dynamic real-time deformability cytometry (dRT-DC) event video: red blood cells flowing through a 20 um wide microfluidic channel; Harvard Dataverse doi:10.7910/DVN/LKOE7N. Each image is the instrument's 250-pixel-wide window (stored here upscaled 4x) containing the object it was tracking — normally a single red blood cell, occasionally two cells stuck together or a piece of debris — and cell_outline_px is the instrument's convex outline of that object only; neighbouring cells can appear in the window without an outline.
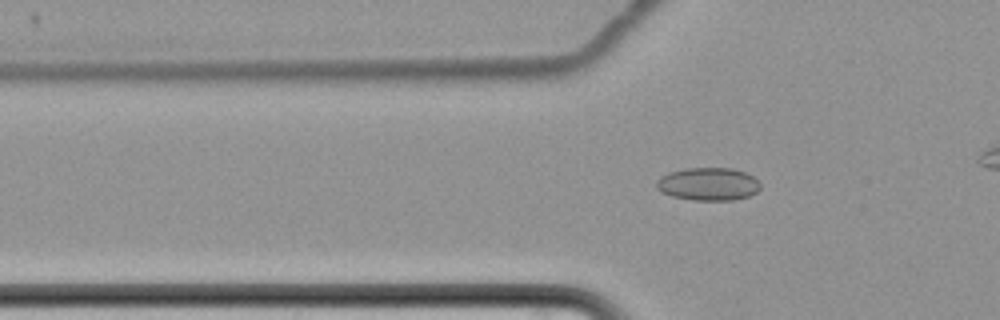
{"species": "common noctule bat (a hibernating species)", "species_latin": "Nyctalus noctula", "temperature_condition": "cold", "stored_images_in_passage": 40, "camera_frame_rate_fps": 3000, "um_per_image_px": 0.085, "animal": {"sex": "female", "body_mass_g": 22.7, "forearm_length_mm": 54.2}, "frame": {"image": 1, "passage_image": 7, "time_ms": 2.0, "image_size_px": [1000, 320], "cell_outline_px": [[760, 188], [756, 192], [748, 196], [732, 200], [692, 200], [672, 196], [660, 192], [656, 188], [656, 180], [660, 176], [668, 172], [688, 168], [732, 168], [744, 172], [752, 176], [760, 184]], "centroid_in_image_um": [60.15, 15.64], "position_along_channel_um": 65.6, "area_um2": 19.94}}
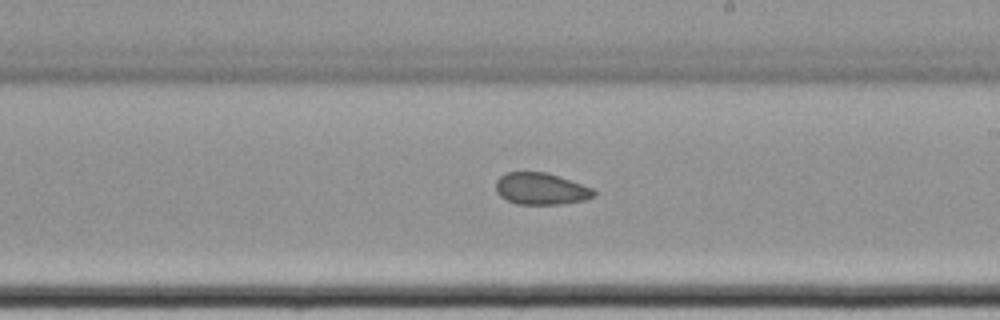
{"frame": {"image": 2, "passage_image": 23, "time_ms": 7.333, "image_size_px": [1000, 320], "cell_outline_px": [[596, 196], [584, 200], [560, 204], [516, 204], [500, 196], [496, 192], [496, 180], [504, 172], [548, 172], [592, 188], [596, 192]], "centroid_in_image_um": [45.97, 16.04], "position_along_channel_um": 243.0, "area_um2": 18.21}}
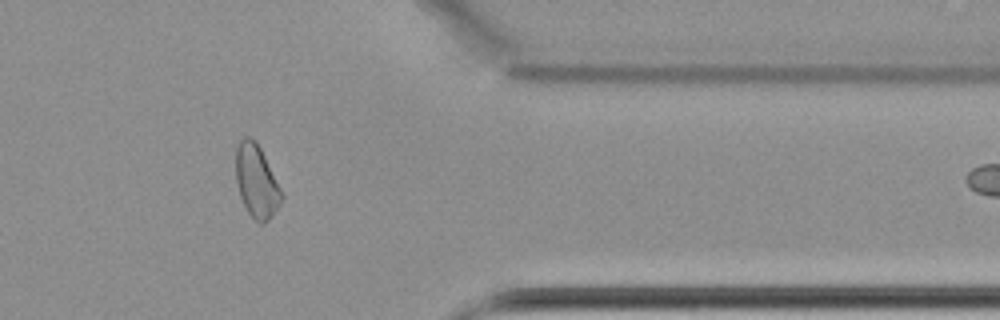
{"frame": {"image": 3, "passage_image": 37, "time_ms": 12.0, "image_size_px": [1000, 320], "cell_outline_px": [[284, 196], [268, 220], [264, 224], [260, 224], [248, 212], [240, 196], [236, 180], [236, 148], [240, 140], [244, 136], [248, 136], [256, 140]], "centroid_in_image_um": [21.78, 15.38], "position_along_channel_um": 389.6, "area_um2": 19.02}}